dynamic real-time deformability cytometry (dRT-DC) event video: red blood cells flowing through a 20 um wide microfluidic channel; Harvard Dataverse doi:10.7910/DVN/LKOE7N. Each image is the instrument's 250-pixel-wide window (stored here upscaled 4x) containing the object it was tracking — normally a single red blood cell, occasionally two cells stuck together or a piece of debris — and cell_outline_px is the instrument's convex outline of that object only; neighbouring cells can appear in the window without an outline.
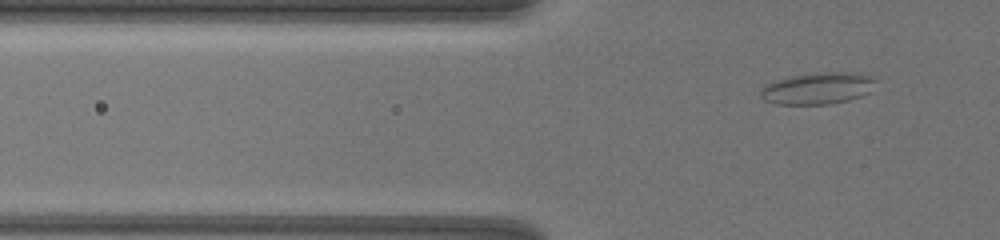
{"species": "common noctule bat (a hibernating species)", "species_latin": "Nyctalus noctula", "temperature_condition": "warm", "stored_images_in_passage": 46, "camera_frame_rate_fps": 3000, "um_per_image_px": 0.085, "animal": {"sex": "female", "body_mass_g": 19.5, "forearm_length_mm": 54.1}, "frame": {"image": 1, "passage_image": 5, "time_ms": 1.333, "image_size_px": [1000, 240], "cell_outline_px": [[876, 80], [868, 92], [860, 96], [848, 100], [828, 104], [776, 104], [764, 100], [760, 96], [760, 88], [772, 80], [792, 76], [816, 72], [856, 72], [868, 76]], "centroid_in_image_um": [69.43, 7.5], "position_along_channel_um": 56.4, "area_um2": 21.27}}
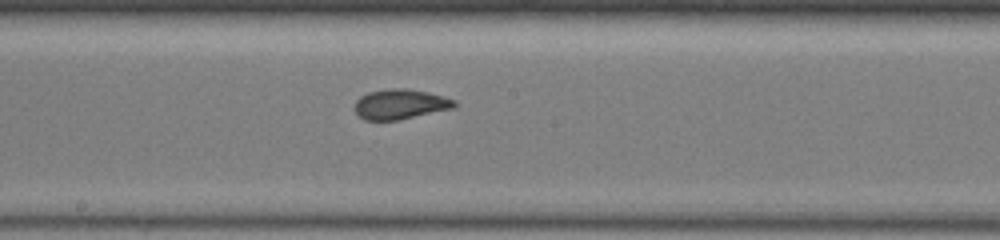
{"frame": {"image": 2, "passage_image": 24, "time_ms": 7.667, "image_size_px": [1000, 240], "cell_outline_px": [[460, 104], [456, 108], [400, 120], [364, 120], [356, 116], [352, 108], [356, 100], [360, 96], [368, 92], [392, 88], [404, 88], [428, 92], [444, 96], [456, 100]], "centroid_in_image_um": [34.03, 8.87], "position_along_channel_um": 214.2, "area_um2": 18.03}}
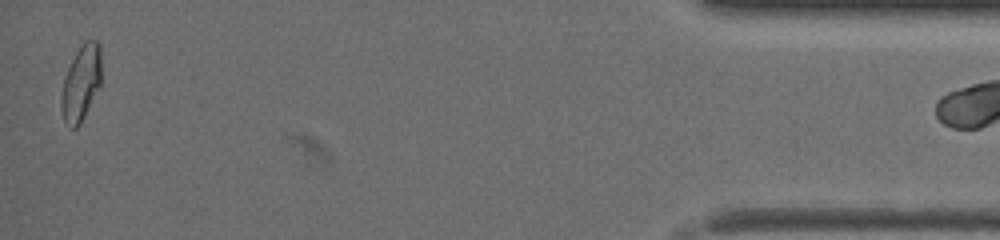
{"frame": {"image": 3, "passage_image": 45, "time_ms": 14.667, "image_size_px": [1000, 240], "cell_outline_px": [[100, 84], [80, 124], [76, 128], [72, 128], [64, 124], [60, 108], [60, 96], [64, 80], [68, 68], [76, 52], [84, 40], [96, 40], [100, 44]], "centroid_in_image_um": [6.86, 7.08], "position_along_channel_um": 428.3, "area_um2": 17.51}}